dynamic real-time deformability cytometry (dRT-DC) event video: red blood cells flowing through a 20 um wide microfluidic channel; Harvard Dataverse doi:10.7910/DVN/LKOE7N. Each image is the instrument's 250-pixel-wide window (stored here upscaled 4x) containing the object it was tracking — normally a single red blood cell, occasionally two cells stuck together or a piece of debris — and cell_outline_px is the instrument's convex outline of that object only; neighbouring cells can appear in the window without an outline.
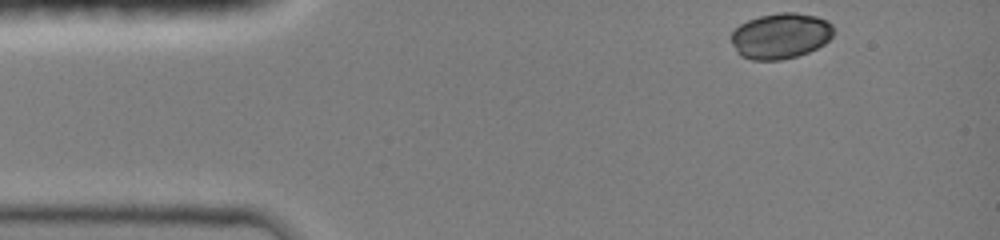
{"species": "common noctule bat (a hibernating species)", "species_latin": "Nyctalus noctula", "temperature_condition": "room temperature", "stored_images_in_passage": 52, "camera_frame_rate_fps": 3000, "um_per_image_px": 0.085, "animal": {"sex": "female", "body_mass_g": 19.0, "forearm_length_mm": 51.5}, "frame": {"image": 1, "passage_image": 1, "time_ms": 0.0, "image_size_px": [1000, 240], "cell_outline_px": [[832, 36], [824, 44], [808, 52], [796, 56], [780, 60], [752, 60], [740, 56], [736, 52], [732, 44], [732, 32], [740, 24], [748, 20], [760, 16], [780, 12], [796, 12], [816, 16], [828, 20], [832, 24]], "centroid_in_image_um": [66.34, 3.05], "position_along_channel_um": 18.7, "area_um2": 27.28}}
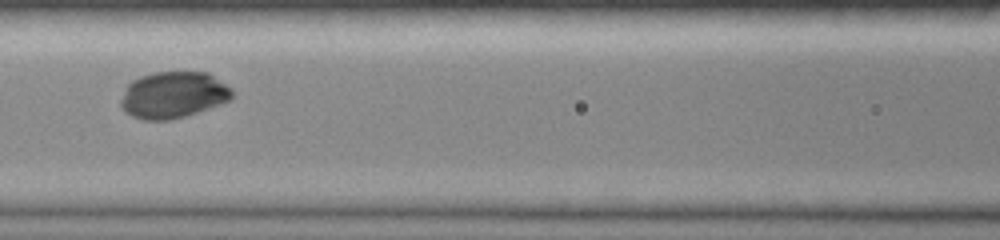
{"frame": {"image": 2, "passage_image": 21, "time_ms": 5.0, "image_size_px": [1000, 240], "cell_outline_px": [[232, 96], [228, 100], [196, 112], [184, 116], [168, 120], [144, 120], [132, 116], [124, 112], [120, 108], [120, 100], [128, 84], [132, 80], [140, 76], [152, 72], [208, 72], [232, 88]], "centroid_in_image_um": [14.68, 8.06], "position_along_channel_um": 151.9, "area_um2": 30.06}}
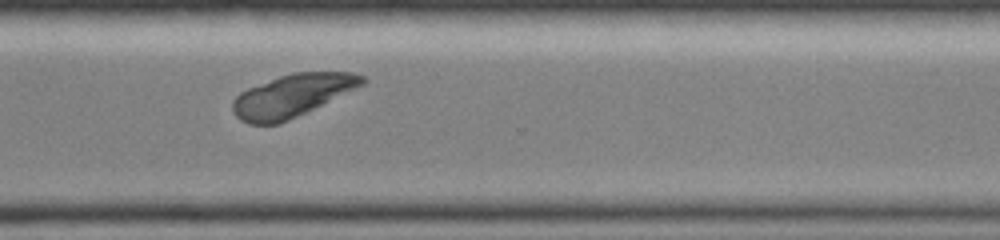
{"frame": {"image": 3, "passage_image": 42, "time_ms": 9.667, "image_size_px": [1000, 240], "cell_outline_px": [[368, 80], [364, 84], [356, 88], [280, 124], [248, 124], [240, 120], [236, 116], [232, 108], [232, 100], [240, 92], [248, 88], [280, 76], [292, 72], [356, 72], [364, 76]], "centroid_in_image_um": [24.83, 8.12], "position_along_channel_um": 345.8, "area_um2": 31.96}}